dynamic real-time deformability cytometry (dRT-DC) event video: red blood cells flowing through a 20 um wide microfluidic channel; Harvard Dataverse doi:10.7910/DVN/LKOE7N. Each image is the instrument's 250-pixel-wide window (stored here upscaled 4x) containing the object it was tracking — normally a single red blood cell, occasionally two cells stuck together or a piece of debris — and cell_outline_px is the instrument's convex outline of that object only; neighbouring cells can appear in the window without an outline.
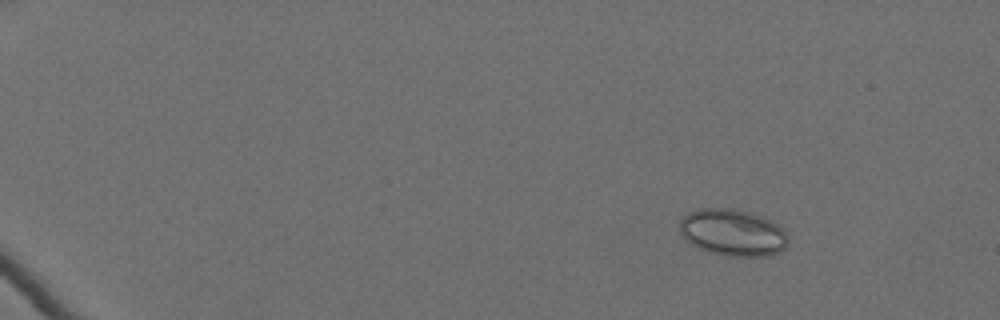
{"species": "Egyptian fruit bat (a non-hibernating species)", "species_latin": "Rousettus aegyptiacus", "temperature_condition": "cold", "stored_images_in_passage": 56, "camera_frame_rate_fps": 3000, "um_per_image_px": 0.085, "animal": {"sex": "female"}, "frame": {"image": 1, "passage_image": 3, "time_ms": 0.667, "image_size_px": [1000, 320], "cell_outline_px": [[788, 244], [780, 252], [768, 256], [724, 256], [708, 252], [684, 240], [680, 232], [680, 220], [688, 212], [696, 208], [736, 208], [764, 216], [780, 224], [788, 236]], "centroid_in_image_um": [62.3, 19.75], "position_along_channel_um": 22.7, "area_um2": 30.23}}
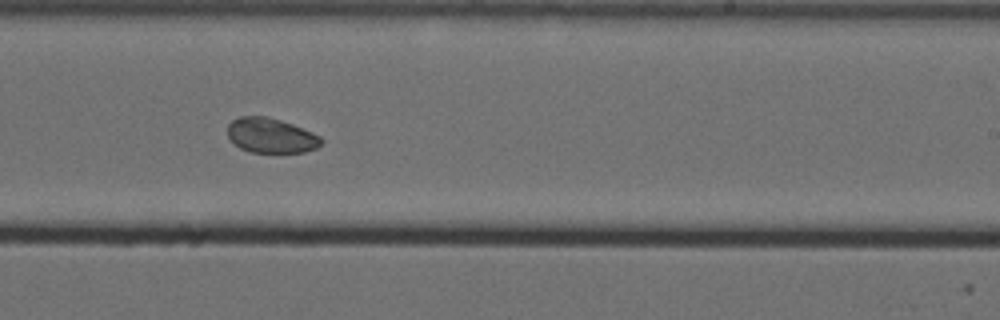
{"frame": {"image": 2, "passage_image": 36, "time_ms": 11.667, "image_size_px": [1000, 320], "cell_outline_px": [[324, 140], [316, 148], [304, 152], [252, 152], [240, 148], [228, 136], [228, 124], [232, 120], [240, 116], [268, 116], [292, 124], [312, 132], [320, 136]], "centroid_in_image_um": [23.03, 11.51], "position_along_channel_um": 266.0, "area_um2": 18.9}}
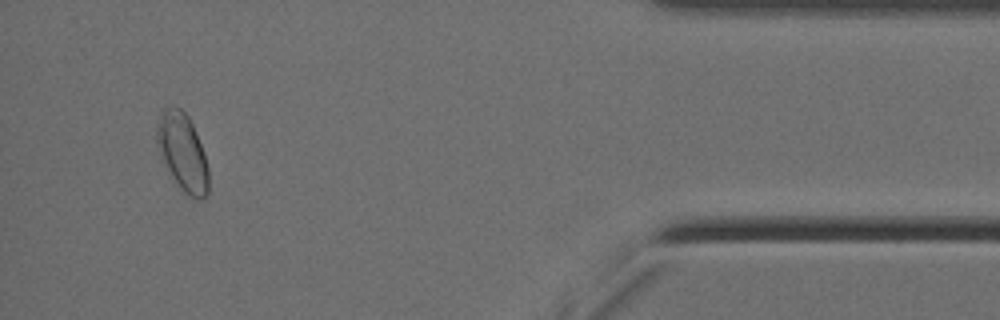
{"frame": {"image": 3, "passage_image": 53, "time_ms": 17.333, "image_size_px": [1000, 320], "cell_outline_px": [[208, 192], [200, 200], [196, 200], [184, 192], [168, 176], [160, 156], [156, 144], [156, 128], [160, 108], [180, 108], [188, 116], [192, 124], [204, 152], [208, 168]], "centroid_in_image_um": [15.47, 12.96], "position_along_channel_um": 419.7, "area_um2": 23.76}, "authors_computed_cell_mechanics": {"area_um2": 21.097, "velocity_mm_per_s": 3.4955, "shape_relaxation_time_tau1_ms": null, "shape_relaxation_time_tau2_ms": 3.9687, "deformation_change_tau1": null, "deformation_change_tau2": 0.0511}}